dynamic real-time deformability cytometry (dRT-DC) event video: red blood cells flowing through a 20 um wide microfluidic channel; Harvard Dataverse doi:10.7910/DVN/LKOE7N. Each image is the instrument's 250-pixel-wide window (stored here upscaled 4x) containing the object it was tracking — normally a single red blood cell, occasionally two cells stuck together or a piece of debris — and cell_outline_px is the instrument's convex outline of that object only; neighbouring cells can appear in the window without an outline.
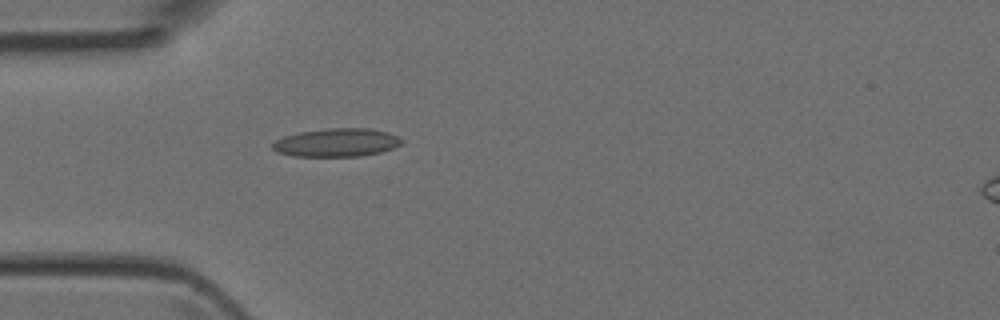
{"species": "Egyptian fruit bat (a non-hibernating species)", "species_latin": "Rousettus aegyptiacus", "temperature_condition": "room temperature", "stored_images_in_passage": 3, "camera_frame_rate_fps": 3000, "um_per_image_px": 0.085, "animal": {"sex": "female"}, "frame": {"image": 1, "passage_image": 3, "time_ms": 0.667, "image_size_px": [1000, 320], "cell_outline_px": [[404, 140], [400, 144], [392, 148], [380, 152], [360, 156], [292, 156], [276, 152], [272, 148], [272, 144], [276, 140], [284, 136], [300, 132], [328, 128], [372, 128], [388, 132]], "centroid_in_image_um": [28.6, 12.11], "position_along_channel_um": 56.4, "area_um2": 21.27}}